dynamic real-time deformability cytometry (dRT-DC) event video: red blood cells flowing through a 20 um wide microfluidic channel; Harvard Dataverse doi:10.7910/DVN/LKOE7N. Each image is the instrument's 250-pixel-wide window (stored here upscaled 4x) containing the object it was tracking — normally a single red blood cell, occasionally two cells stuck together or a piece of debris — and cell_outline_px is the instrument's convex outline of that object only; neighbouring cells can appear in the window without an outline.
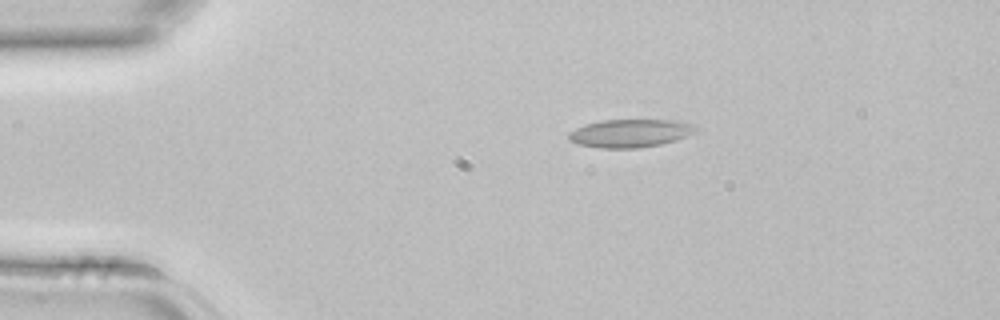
{"species": "common noctule bat (a hibernating species)", "species_latin": "Nyctalus noctula", "temperature_condition": "room temperature", "stored_images_in_passage": 3, "camera_frame_rate_fps": 3000, "um_per_image_px": 0.085, "animal": {"sex": "female", "body_mass_g": 22.7, "forearm_length_mm": 54.2}, "frame": {"image": 1, "passage_image": 2, "time_ms": 0.333, "image_size_px": [1000, 320], "cell_outline_px": [[696, 128], [688, 136], [676, 140], [660, 144], [636, 148], [600, 148], [580, 144], [568, 140], [568, 132], [584, 124], [600, 120], [672, 120], [696, 124]], "centroid_in_image_um": [53.54, 11.32], "position_along_channel_um": 31.5, "area_um2": 20.75}}